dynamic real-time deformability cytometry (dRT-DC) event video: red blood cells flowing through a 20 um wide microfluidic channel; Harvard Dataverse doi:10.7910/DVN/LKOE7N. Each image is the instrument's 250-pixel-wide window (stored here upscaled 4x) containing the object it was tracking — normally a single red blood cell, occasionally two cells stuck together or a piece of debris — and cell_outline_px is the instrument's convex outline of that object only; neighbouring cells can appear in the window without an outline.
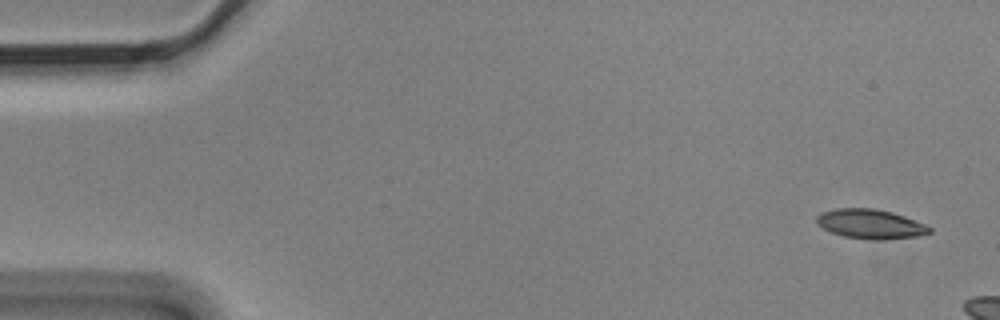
{"species": "Egyptian fruit bat (a non-hibernating species)", "species_latin": "Rousettus aegyptiacus", "temperature_condition": "cold", "stored_images_in_passage": 3, "camera_frame_rate_fps": 3000, "um_per_image_px": 0.085, "animal": {"sex": "male"}, "frame": {"image": 1, "passage_image": 1, "time_ms": 0.0, "image_size_px": [1000, 320], "cell_outline_px": [[932, 232], [920, 236], [880, 240], [876, 240], [844, 236], [832, 232], [816, 224], [816, 216], [820, 212], [836, 208], [872, 208], [892, 212], [904, 216], [924, 224], [932, 228]], "centroid_in_image_um": [73.98, 19.03], "position_along_channel_um": 11.0, "area_um2": 19.36}}